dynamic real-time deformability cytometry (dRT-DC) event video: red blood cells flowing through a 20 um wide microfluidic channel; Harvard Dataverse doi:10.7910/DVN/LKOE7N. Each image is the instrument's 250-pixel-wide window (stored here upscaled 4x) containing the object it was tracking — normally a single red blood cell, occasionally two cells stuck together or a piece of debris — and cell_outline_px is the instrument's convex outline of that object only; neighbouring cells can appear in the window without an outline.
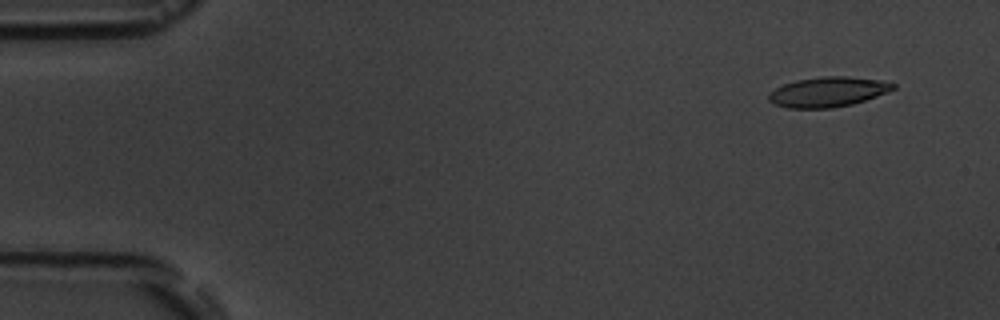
{"species": "common noctule bat (a hibernating species)", "species_latin": "Nyctalus noctula", "temperature_condition": "room temperature", "stored_images_in_passage": 5, "camera_frame_rate_fps": 3000, "um_per_image_px": 0.085, "animal": {"sex": "male", "body_mass_g": 19.5, "forearm_length_mm": 54.6}, "frame": {"image": 1, "passage_image": 1, "time_ms": 0.0, "image_size_px": [1000, 320], "cell_outline_px": [[896, 88], [888, 92], [852, 104], [832, 108], [788, 108], [776, 104], [768, 100], [768, 92], [784, 84], [796, 80], [824, 76], [848, 76], [880, 80], [896, 84]], "centroid_in_image_um": [70.37, 7.81], "position_along_channel_um": 14.6, "area_um2": 21.68}}
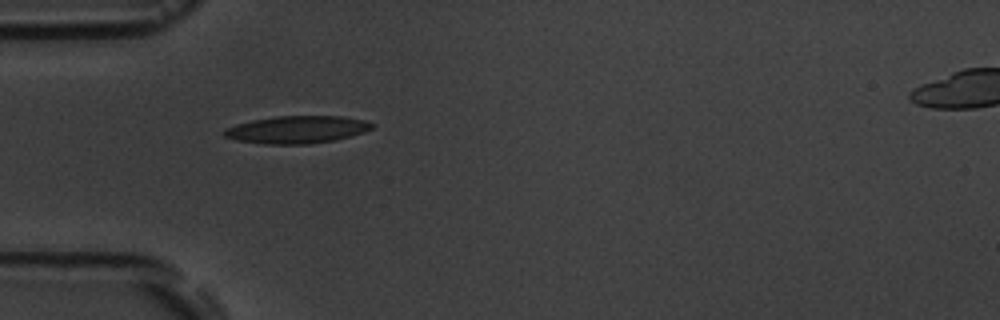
{"frame": {"image": 2, "passage_image": 4, "time_ms": 4.333, "image_size_px": [1000, 320], "cell_outline_px": [[376, 124], [372, 128], [364, 132], [336, 140], [308, 144], [264, 144], [236, 140], [224, 136], [220, 132], [224, 128], [236, 124], [252, 120], [276, 116], [340, 116], [364, 120]], "centroid_in_image_um": [25.21, 11.02], "position_along_channel_um": 59.8, "area_um2": 23.81}}
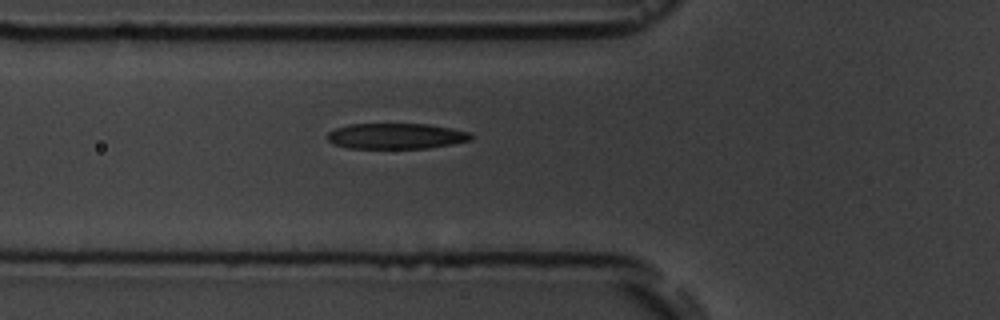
{"frame": {"image": 3, "passage_image": 5, "time_ms": 5.333, "image_size_px": [1000, 320], "cell_outline_px": [[472, 140], [452, 144], [428, 148], [348, 148], [336, 144], [328, 140], [328, 132], [336, 128], [348, 124], [428, 124], [452, 128], [472, 132]], "centroid_in_image_um": [33.72, 11.56], "position_along_channel_um": 92.1, "area_um2": 21.5}}